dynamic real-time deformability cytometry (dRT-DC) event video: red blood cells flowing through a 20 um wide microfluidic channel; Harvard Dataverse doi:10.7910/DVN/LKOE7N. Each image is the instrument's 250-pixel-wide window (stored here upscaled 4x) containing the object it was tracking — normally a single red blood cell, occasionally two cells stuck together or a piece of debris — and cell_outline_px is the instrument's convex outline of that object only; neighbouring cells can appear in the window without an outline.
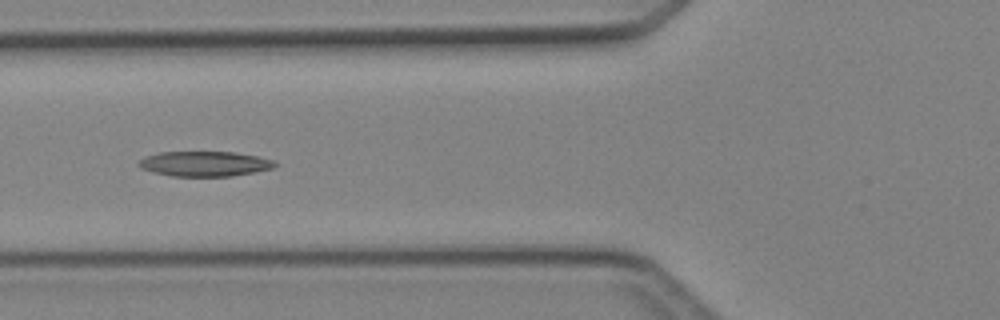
{"species": "Egyptian fruit bat (a non-hibernating species)", "species_latin": "Rousettus aegyptiacus", "temperature_condition": "cold", "stored_images_in_passage": 6, "camera_frame_rate_fps": 3000, "um_per_image_px": 0.085, "animal": {"sex": "female"}, "frame": {"image": 1, "passage_image": 6, "time_ms": 5.667, "image_size_px": [1000, 320], "cell_outline_px": [[276, 164], [272, 168], [232, 176], [172, 176], [152, 172], [140, 168], [136, 164], [144, 156], [160, 152], [236, 152], [256, 156], [272, 160]], "centroid_in_image_um": [17.32, 13.92], "position_along_channel_um": 108.5, "area_um2": 19.77}}